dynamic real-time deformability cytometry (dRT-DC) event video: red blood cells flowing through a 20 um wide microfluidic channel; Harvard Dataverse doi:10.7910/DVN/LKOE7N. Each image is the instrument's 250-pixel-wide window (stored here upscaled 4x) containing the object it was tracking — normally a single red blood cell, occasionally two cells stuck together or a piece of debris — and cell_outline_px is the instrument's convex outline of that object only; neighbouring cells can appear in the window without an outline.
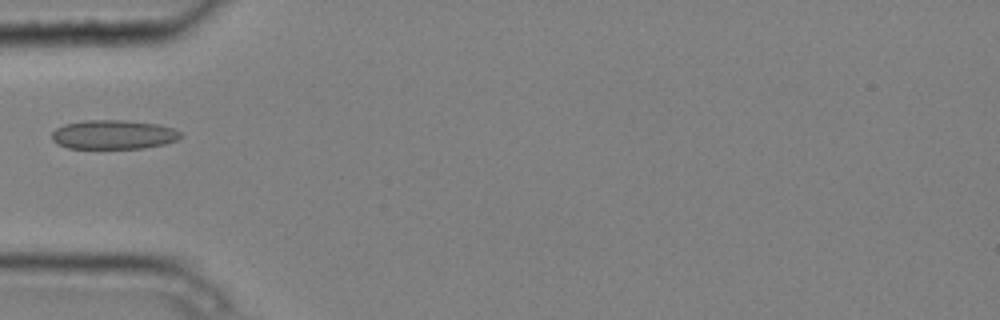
{"species": "common noctule bat (a hibernating species)", "species_latin": "Nyctalus noctula", "temperature_condition": "cold", "stored_images_in_passage": 2, "camera_frame_rate_fps": 3000, "um_per_image_px": 0.085, "animal": {"sex": "male", "body_mass_g": 20.4}, "frame": {"image": 1, "passage_image": 2, "time_ms": 0.333, "image_size_px": [1000, 320], "cell_outline_px": [[184, 136], [176, 140], [164, 144], [144, 148], [68, 148], [56, 144], [52, 140], [52, 132], [56, 128], [64, 124], [84, 120], [124, 120], [156, 124], [172, 128], [180, 132]], "centroid_in_image_um": [9.62, 11.44], "position_along_channel_um": 75.4, "area_um2": 21.91}}